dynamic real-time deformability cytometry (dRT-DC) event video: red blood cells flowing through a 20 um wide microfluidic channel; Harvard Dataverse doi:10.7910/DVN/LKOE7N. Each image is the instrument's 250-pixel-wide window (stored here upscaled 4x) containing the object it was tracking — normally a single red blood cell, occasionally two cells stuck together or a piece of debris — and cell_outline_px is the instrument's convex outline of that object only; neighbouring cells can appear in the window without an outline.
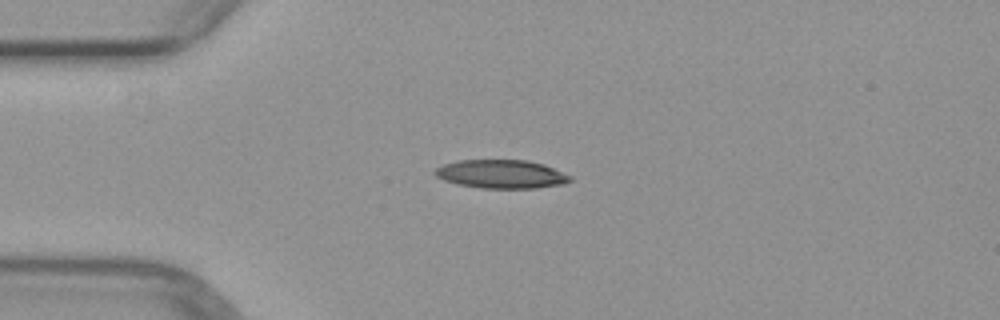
{"species": "common noctule bat (a hibernating species)", "species_latin": "Nyctalus noctula", "temperature_condition": "warm", "stored_images_in_passage": 1, "camera_frame_rate_fps": 3000, "um_per_image_px": 0.085, "animal": {"sex": "female", "body_mass_g": 29.2, "forearm_length_mm": 56.3}, "frame": {"image": 1, "passage_image": 1, "time_ms": 0.0, "image_size_px": [1000, 320], "cell_outline_px": [[572, 180], [564, 184], [536, 188], [480, 188], [456, 184], [444, 180], [436, 176], [432, 172], [436, 168], [444, 164], [456, 160], [528, 160], [544, 164], [572, 176]], "centroid_in_image_um": [42.61, 14.8], "position_along_channel_um": 42.4, "area_um2": 22.66}}